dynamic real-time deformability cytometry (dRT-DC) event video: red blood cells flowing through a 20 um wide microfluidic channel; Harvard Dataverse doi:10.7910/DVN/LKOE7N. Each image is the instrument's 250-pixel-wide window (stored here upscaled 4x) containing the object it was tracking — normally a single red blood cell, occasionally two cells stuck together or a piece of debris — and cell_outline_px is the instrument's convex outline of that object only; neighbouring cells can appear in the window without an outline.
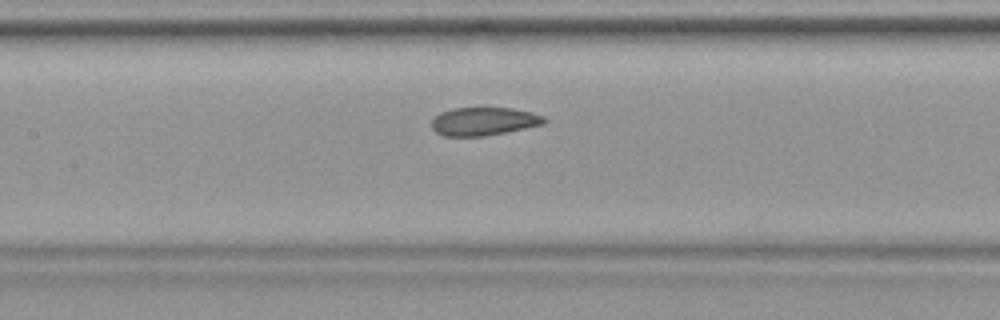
{"species": "common noctule bat (a hibernating species)", "species_latin": "Nyctalus noctula", "temperature_condition": "warm", "stored_images_in_passage": 38, "camera_frame_rate_fps": 3000, "um_per_image_px": 0.085, "animal": {"sex": "female", "body_mass_g": 19.9}, "frame": {"image": 1, "passage_image": 17, "time_ms": 5.333, "image_size_px": [1000, 320], "cell_outline_px": [[548, 120], [544, 124], [508, 132], [484, 136], [444, 136], [436, 132], [432, 128], [432, 120], [440, 112], [452, 108], [512, 108], [532, 112], [544, 116]], "centroid_in_image_um": [41.15, 10.31], "position_along_channel_um": 166.3, "area_um2": 18.61}}